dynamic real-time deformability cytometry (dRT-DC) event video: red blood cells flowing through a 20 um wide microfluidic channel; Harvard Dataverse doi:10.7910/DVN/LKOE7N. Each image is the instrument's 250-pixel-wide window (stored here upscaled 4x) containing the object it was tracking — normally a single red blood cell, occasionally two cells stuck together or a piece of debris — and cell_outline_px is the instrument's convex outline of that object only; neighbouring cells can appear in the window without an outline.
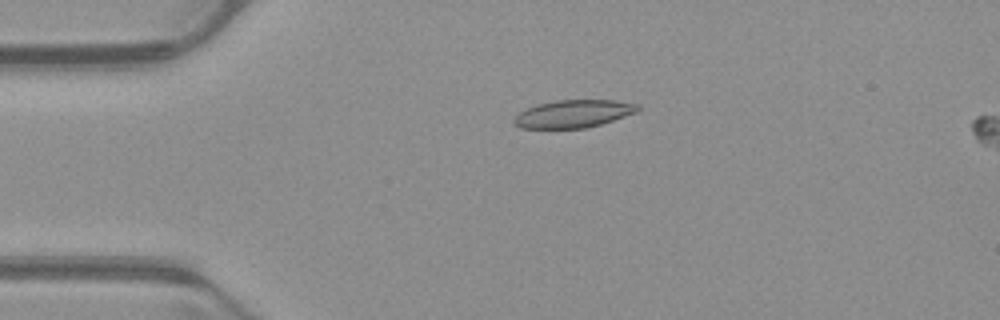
{"species": "common noctule bat (a hibernating species)", "species_latin": "Nyctalus noctula", "temperature_condition": "warm", "stored_images_in_passage": 9, "camera_frame_rate_fps": 3000, "um_per_image_px": 0.085, "animal": {"sex": "male", "body_mass_g": 23.1, "forearm_length_mm": 52.7}, "frame": {"image": 1, "passage_image": 8, "time_ms": 2.333, "image_size_px": [1000, 320], "cell_outline_px": [[640, 108], [636, 112], [600, 124], [584, 128], [520, 128], [512, 120], [520, 112], [536, 104], [556, 100], [616, 100], [640, 104]], "centroid_in_image_um": [48.75, 9.66], "position_along_channel_um": 36.3, "area_um2": 19.83}}